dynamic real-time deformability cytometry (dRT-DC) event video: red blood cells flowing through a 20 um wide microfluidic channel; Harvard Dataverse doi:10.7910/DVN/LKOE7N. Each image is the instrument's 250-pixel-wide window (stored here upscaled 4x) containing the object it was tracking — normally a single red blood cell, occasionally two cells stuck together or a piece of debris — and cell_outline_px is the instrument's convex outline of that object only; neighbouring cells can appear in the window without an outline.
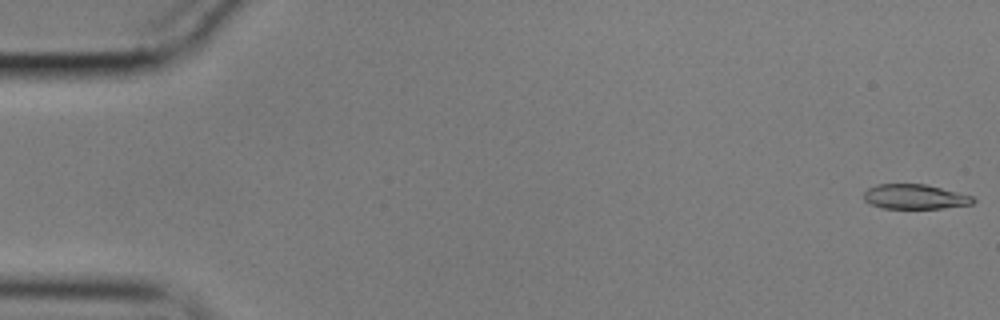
{"species": "common noctule bat (a hibernating species)", "species_latin": "Nyctalus noctula", "temperature_condition": "cold", "stored_images_in_passage": 56, "camera_frame_rate_fps": 3000, "um_per_image_px": 0.085, "animal": {"sex": "male", "body_mass_g": 17.9}, "frame": {"image": 1, "passage_image": 1, "time_ms": 0.0, "image_size_px": [1000, 320], "cell_outline_px": [[976, 200], [972, 204], [944, 208], [884, 208], [872, 204], [864, 200], [864, 192], [868, 188], [876, 184], [924, 184], [972, 196]], "centroid_in_image_um": [77.75, 16.72], "position_along_channel_um": 7.3, "area_um2": 15.55}}
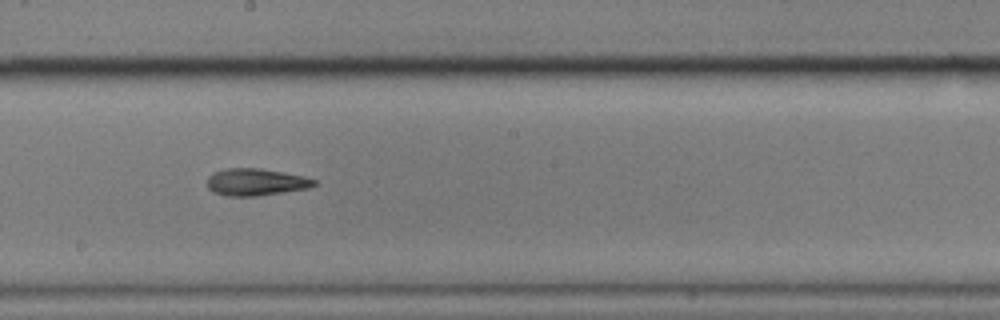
{"frame": {"image": 2, "passage_image": 31, "time_ms": 10.0, "image_size_px": [1000, 320], "cell_outline_px": [[316, 184], [308, 188], [284, 192], [256, 196], [228, 196], [212, 192], [208, 188], [208, 176], [212, 172], [228, 168], [260, 168], [284, 172], [304, 176], [316, 180]], "centroid_in_image_um": [21.73, 15.47], "position_along_channel_um": 226.5, "area_um2": 16.94}}
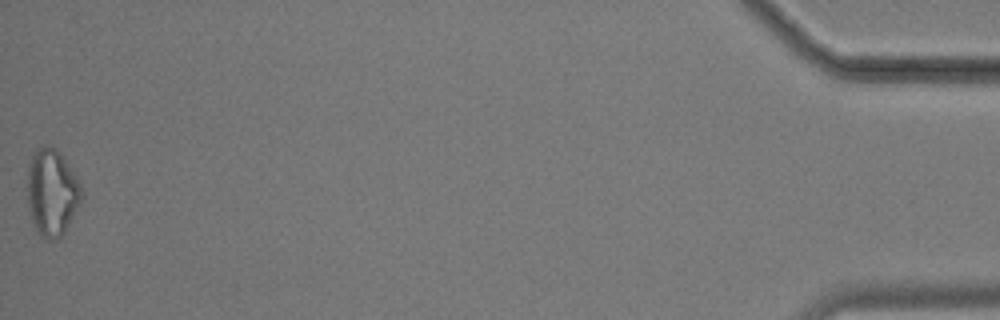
{"frame": {"image": 3, "passage_image": 56, "time_ms": 18.333, "image_size_px": [1000, 320], "cell_outline_px": [[84, 196], [80, 204], [64, 232], [60, 236], [52, 240], [48, 240], [40, 236], [32, 220], [28, 208], [28, 164], [32, 152], [36, 148], [44, 144], [48, 144], [64, 160], [76, 176], [84, 192]], "centroid_in_image_um": [4.41, 16.36], "position_along_channel_um": 430.8, "area_um2": 27.28}, "authors_computed_cell_mechanics": {"area_um2": 17.2533, "velocity_mm_per_s": 3.5913, "shape_relaxation_time_tau1_ms": 7.7718, "shape_relaxation_time_tau2_ms": 7.7526, "deformation_change_tau1": 0.1817, "deformation_change_tau2": 0.1883}}